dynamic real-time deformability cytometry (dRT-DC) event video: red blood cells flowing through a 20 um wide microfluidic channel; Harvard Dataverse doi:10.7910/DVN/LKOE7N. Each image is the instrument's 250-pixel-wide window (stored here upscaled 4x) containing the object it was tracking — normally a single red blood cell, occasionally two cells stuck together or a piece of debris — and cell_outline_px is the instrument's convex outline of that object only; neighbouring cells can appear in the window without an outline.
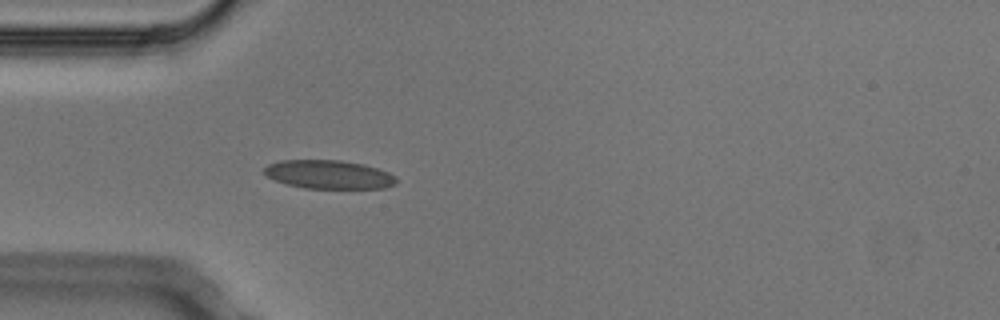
{"species": "Egyptian fruit bat (a non-hibernating species)", "species_latin": "Rousettus aegyptiacus", "temperature_condition": "cold", "stored_images_in_passage": 3, "camera_frame_rate_fps": 3000, "um_per_image_px": 0.085, "animal": {"sex": "male"}, "frame": {"image": 1, "passage_image": 3, "time_ms": 0.667, "image_size_px": [1000, 320], "cell_outline_px": [[396, 184], [384, 188], [304, 188], [288, 184], [276, 180], [268, 176], [264, 172], [264, 168], [268, 164], [280, 160], [340, 160], [364, 164], [388, 172], [396, 176]], "centroid_in_image_um": [27.96, 14.82], "position_along_channel_um": 57.0, "area_um2": 21.91}}